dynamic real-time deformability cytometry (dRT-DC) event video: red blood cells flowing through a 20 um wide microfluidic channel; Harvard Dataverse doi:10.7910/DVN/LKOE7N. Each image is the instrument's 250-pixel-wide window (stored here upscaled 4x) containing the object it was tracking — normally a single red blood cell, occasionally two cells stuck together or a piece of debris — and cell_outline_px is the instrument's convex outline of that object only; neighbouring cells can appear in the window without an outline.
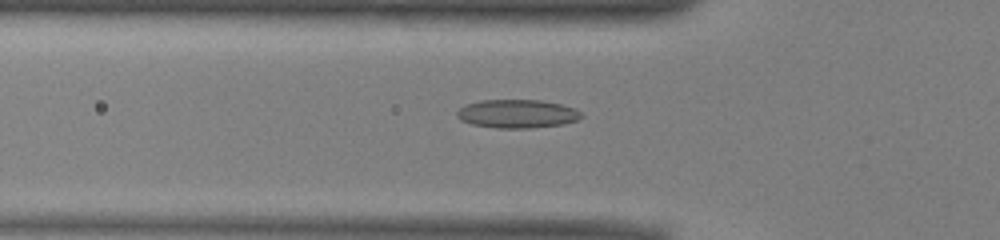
{"species": "common noctule bat (a hibernating species)", "species_latin": "Nyctalus noctula", "temperature_condition": "warm", "stored_images_in_passage": 44, "camera_frame_rate_fps": 3000, "um_per_image_px": 0.085, "animal": {"sex": "male", "body_mass_g": 13.0, "forearm_length_mm": 53.1}, "frame": {"image": 1, "passage_image": 10, "time_ms": 3.0, "image_size_px": [1000, 240], "cell_outline_px": [[584, 116], [576, 120], [564, 124], [532, 128], [496, 128], [472, 124], [460, 120], [456, 116], [456, 112], [464, 104], [480, 100], [540, 100], [560, 104], [576, 108]], "centroid_in_image_um": [43.95, 9.67], "position_along_channel_um": 81.9, "area_um2": 20.81}}
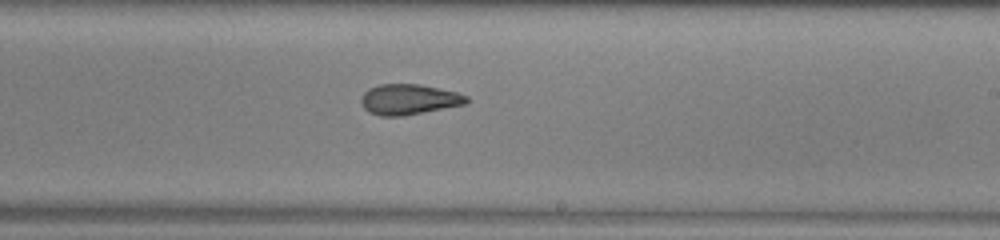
{"frame": {"image": 2, "passage_image": 23, "time_ms": 7.333, "image_size_px": [1000, 240], "cell_outline_px": [[468, 100], [464, 104], [400, 116], [380, 116], [368, 112], [364, 108], [360, 100], [364, 92], [368, 88], [380, 84], [420, 84], [456, 92], [468, 96]], "centroid_in_image_um": [34.7, 8.44], "position_along_channel_um": 254.3, "area_um2": 18.5}}
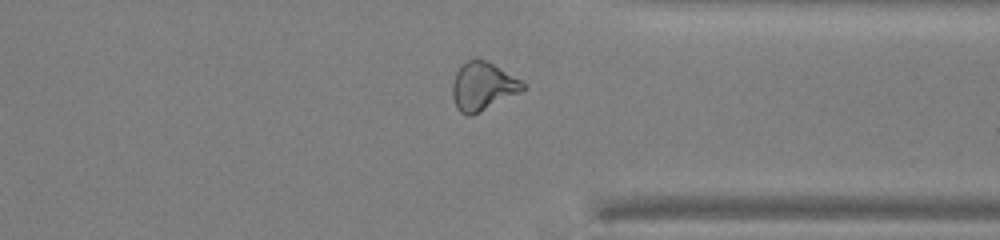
{"frame": {"image": 3, "passage_image": 32, "time_ms": 10.333, "image_size_px": [1000, 240], "cell_outline_px": [[524, 88], [520, 92], [472, 116], [468, 116], [460, 112], [456, 108], [452, 96], [452, 84], [456, 72], [460, 64], [476, 56], [488, 60], [520, 80], [524, 84]], "centroid_in_image_um": [40.99, 7.31], "position_along_channel_um": 370.4, "area_um2": 20.0}, "authors_computed_cell_mechanics": {"area_um2": 19.5075, "velocity_mm_per_s": 3.9742, "shape_relaxation_time_tau1_ms": null, "shape_relaxation_time_tau2_ms": 2.1348, "deformation_change_tau1": null, "deformation_change_tau2": 0.0988}}